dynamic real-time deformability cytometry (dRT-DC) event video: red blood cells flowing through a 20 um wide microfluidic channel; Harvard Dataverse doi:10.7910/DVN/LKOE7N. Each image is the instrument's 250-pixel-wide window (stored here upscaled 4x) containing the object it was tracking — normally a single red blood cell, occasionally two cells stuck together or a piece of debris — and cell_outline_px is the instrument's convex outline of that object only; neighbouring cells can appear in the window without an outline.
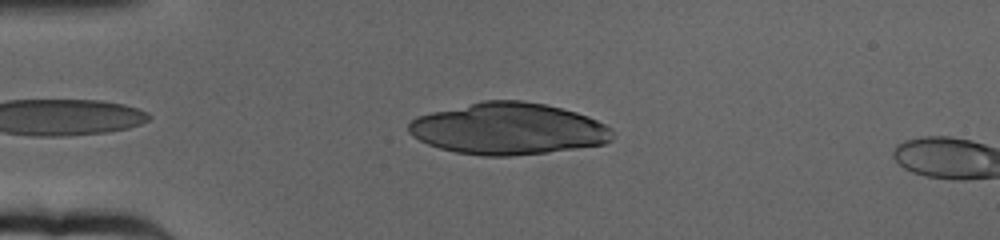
{"species": "human", "species_latin": "Homo sapiens", "temperature_condition": "cold", "stored_images_in_passage": 8, "camera_frame_rate_fps": 3000, "um_per_image_px": 0.085, "donor": {"sex": "female"}, "frame": {"image": 1, "passage_image": 5, "time_ms": 1.333, "image_size_px": [1000, 240], "cell_outline_px": [[612, 140], [604, 144], [548, 152], [512, 156], [484, 156], [456, 152], [440, 148], [428, 144], [412, 136], [408, 132], [408, 124], [416, 116], [432, 112], [484, 100], [524, 100], [544, 104], [576, 112], [588, 116], [612, 128]], "centroid_in_image_um": [43.19, 10.94], "position_along_channel_um": 41.8, "area_um2": 61.33}}